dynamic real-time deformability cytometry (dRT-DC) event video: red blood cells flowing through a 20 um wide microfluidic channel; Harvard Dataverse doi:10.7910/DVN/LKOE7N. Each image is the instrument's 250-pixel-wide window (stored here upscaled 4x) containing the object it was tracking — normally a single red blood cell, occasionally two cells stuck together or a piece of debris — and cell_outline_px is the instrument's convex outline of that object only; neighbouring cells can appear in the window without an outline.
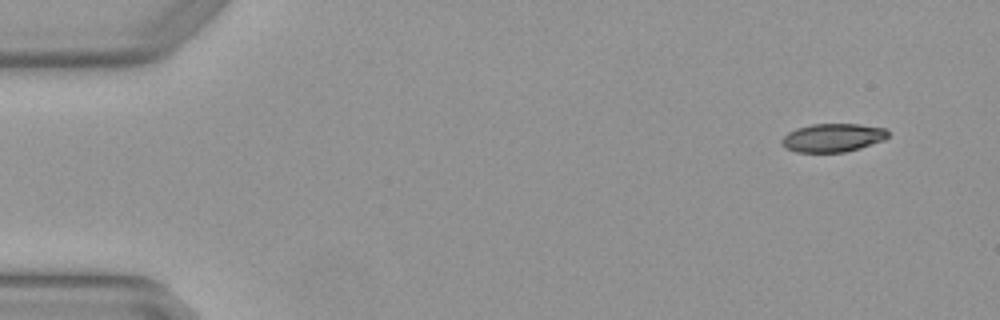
{"species": "Egyptian fruit bat (a non-hibernating species)", "species_latin": "Rousettus aegyptiacus", "temperature_condition": "warm", "stored_images_in_passage": 4, "camera_frame_rate_fps": 3000, "um_per_image_px": 0.085, "animal": {"sex": "female"}, "frame": {"image": 1, "passage_image": 1, "time_ms": 0.0, "image_size_px": [1000, 320], "cell_outline_px": [[888, 136], [884, 140], [860, 148], [844, 152], [796, 152], [788, 148], [780, 140], [788, 132], [796, 128], [812, 124], [860, 124], [888, 128]], "centroid_in_image_um": [70.82, 11.69], "position_along_channel_um": 14.2, "area_um2": 17.57}}
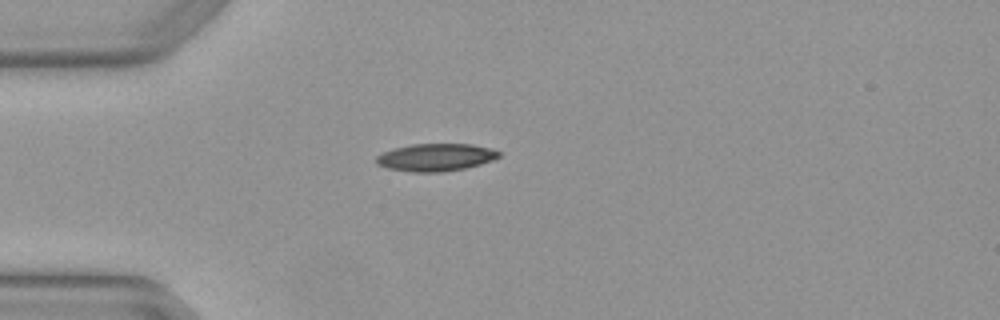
{"frame": {"image": 2, "passage_image": 4, "time_ms": 1.0, "image_size_px": [1000, 320], "cell_outline_px": [[500, 156], [492, 160], [480, 164], [464, 168], [440, 172], [412, 172], [388, 168], [376, 164], [376, 156], [384, 152], [396, 148], [412, 144], [472, 144], [488, 148], [500, 152]], "centroid_in_image_um": [37.02, 13.37], "position_along_channel_um": 48.0, "area_um2": 19.42}}